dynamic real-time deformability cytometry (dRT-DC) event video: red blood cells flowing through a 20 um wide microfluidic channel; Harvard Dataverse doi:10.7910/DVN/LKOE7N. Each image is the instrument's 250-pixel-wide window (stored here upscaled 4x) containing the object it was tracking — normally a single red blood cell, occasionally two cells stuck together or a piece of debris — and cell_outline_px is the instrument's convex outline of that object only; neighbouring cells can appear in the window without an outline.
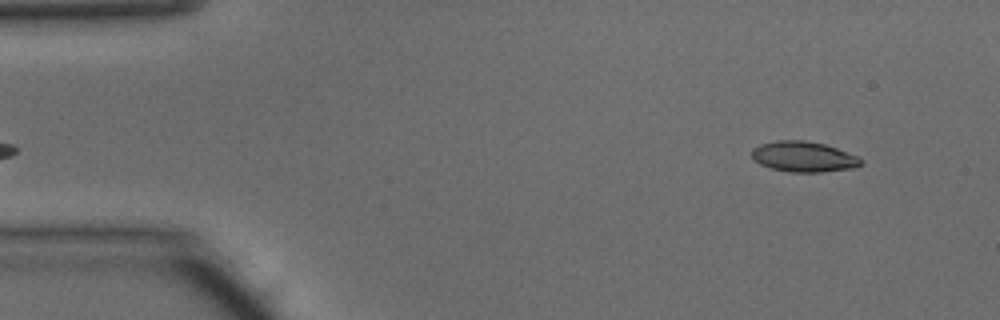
{"species": "common noctule bat (a hibernating species)", "species_latin": "Nyctalus noctula", "temperature_condition": "warm", "stored_images_in_passage": 45, "camera_frame_rate_fps": 3000, "um_per_image_px": 0.085, "animal": {"sex": "male", "body_mass_g": 15.6}, "frame": {"image": 1, "passage_image": 2, "time_ms": 0.333, "image_size_px": [1000, 320], "cell_outline_px": [[864, 164], [852, 168], [820, 172], [788, 172], [768, 168], [752, 160], [752, 148], [760, 144], [776, 140], [804, 140], [824, 144], [836, 148], [856, 156], [864, 160]], "centroid_in_image_um": [68.27, 13.32], "position_along_channel_um": 16.7, "area_um2": 19.54}}
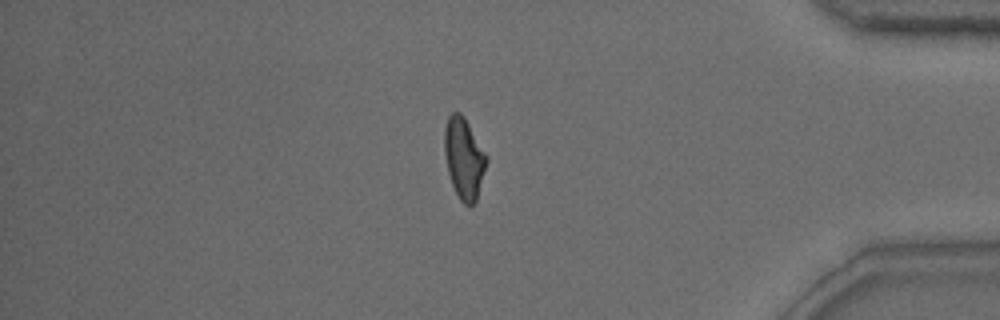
{"frame": {"image": 2, "passage_image": 38, "time_ms": 12.333, "image_size_px": [1000, 320], "cell_outline_px": [[488, 160], [476, 200], [472, 204], [464, 204], [460, 200], [452, 184], [448, 172], [444, 152], [444, 128], [448, 116], [452, 112], [460, 112], [464, 116], [488, 156]], "centroid_in_image_um": [39.43, 13.41], "position_along_channel_um": 395.8, "area_um2": 19.83}}
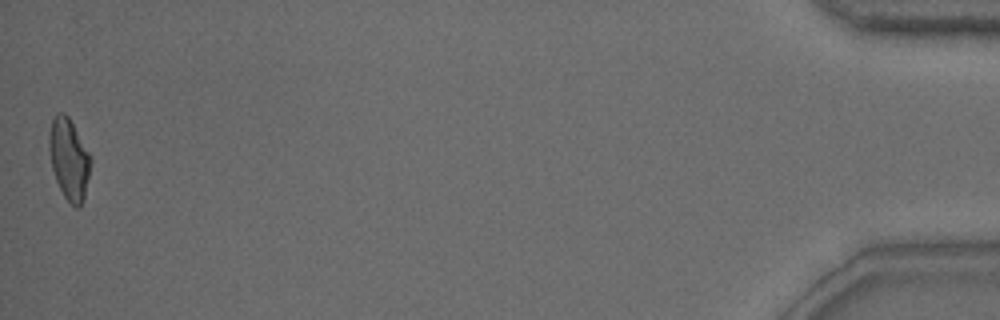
{"frame": {"image": 3, "passage_image": 45, "time_ms": 14.667, "image_size_px": [1000, 320], "cell_outline_px": [[92, 160], [84, 196], [80, 208], [76, 208], [64, 196], [56, 180], [52, 168], [48, 148], [48, 132], [52, 120], [56, 112], [64, 112], [68, 116], [92, 156]], "centroid_in_image_um": [5.86, 13.48], "position_along_channel_um": 429.3, "area_um2": 19.77}, "authors_computed_cell_mechanics": {"area_um2": 19.5364, "velocity_mm_per_s": 4.2003, "shape_relaxation_time_tau1_ms": 5.1713, "shape_relaxation_time_tau2_ms": 1.7993, "deformation_change_tau1": 0.204, "deformation_change_tau2": 0.0898}}